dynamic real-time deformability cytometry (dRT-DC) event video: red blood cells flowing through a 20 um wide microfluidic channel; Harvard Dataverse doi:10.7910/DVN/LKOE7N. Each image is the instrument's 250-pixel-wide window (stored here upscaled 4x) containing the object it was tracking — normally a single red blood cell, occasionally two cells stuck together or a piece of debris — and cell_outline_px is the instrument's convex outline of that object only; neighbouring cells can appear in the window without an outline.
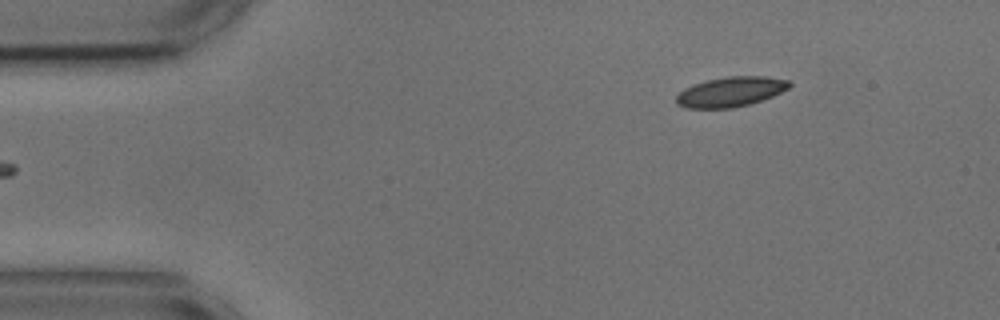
{"species": "common noctule bat (a hibernating species)", "species_latin": "Nyctalus noctula", "temperature_condition": "cold", "stored_images_in_passage": 13, "camera_frame_rate_fps": 3000, "um_per_image_px": 0.085, "animal": {"sex": "male", "body_mass_g": 17.9, "forearm_length_mm": 54.2}, "frame": {"image": 1, "passage_image": 1, "time_ms": 0.0, "image_size_px": [1000, 320], "cell_outline_px": [[792, 84], [788, 88], [772, 96], [748, 104], [732, 108], [684, 108], [676, 104], [676, 96], [684, 88], [708, 80], [728, 76], [764, 76], [788, 80]], "centroid_in_image_um": [62.08, 7.8], "position_along_channel_um": 22.9, "area_um2": 19.48}}
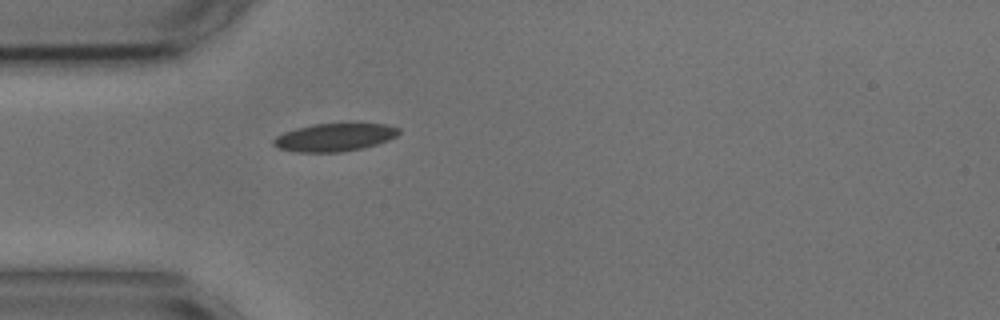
{"frame": {"image": 2, "passage_image": 9, "time_ms": 2.667, "image_size_px": [1000, 320], "cell_outline_px": [[400, 132], [396, 136], [388, 140], [364, 148], [340, 152], [296, 152], [280, 148], [272, 144], [272, 140], [276, 136], [284, 132], [296, 128], [312, 124], [384, 124], [400, 128]], "centroid_in_image_um": [28.42, 11.67], "position_along_channel_um": 56.6, "area_um2": 20.29}}